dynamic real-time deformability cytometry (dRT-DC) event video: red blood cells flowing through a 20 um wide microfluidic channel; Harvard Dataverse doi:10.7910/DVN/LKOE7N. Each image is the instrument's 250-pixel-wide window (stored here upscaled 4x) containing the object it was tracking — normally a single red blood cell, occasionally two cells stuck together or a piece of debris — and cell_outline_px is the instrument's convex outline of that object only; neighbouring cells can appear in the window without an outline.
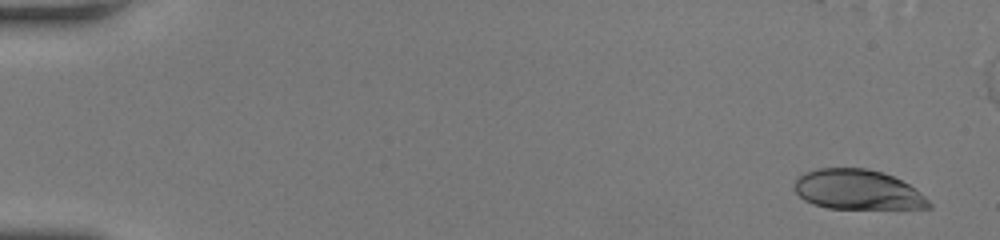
{"species": "human", "species_latin": "Homo sapiens", "temperature_condition": "room temperature", "stored_images_in_passage": 58, "camera_frame_rate_fps": 3000, "um_per_image_px": 0.085, "donor": {"sex": "female"}, "frame": {"image": 1, "passage_image": 3, "time_ms": 0.667, "image_size_px": [1000, 240], "cell_outline_px": [[932, 208], [828, 208], [812, 204], [804, 200], [796, 192], [796, 180], [800, 176], [816, 168], [864, 168], [880, 172], [892, 176], [908, 184], [924, 196], [932, 204]], "centroid_in_image_um": [72.9, 16.13], "position_along_channel_um": 12.1, "area_um2": 30.75}}
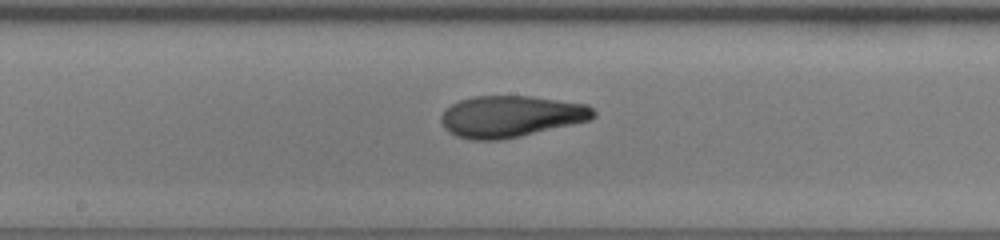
{"frame": {"image": 2, "passage_image": 32, "time_ms": 10.333, "image_size_px": [1000, 240], "cell_outline_px": [[596, 116], [588, 120], [520, 136], [496, 140], [472, 140], [456, 136], [448, 132], [444, 128], [440, 120], [440, 116], [452, 104], [460, 100], [472, 96], [532, 96], [588, 104], [596, 112]], "centroid_in_image_um": [43.4, 9.88], "position_along_channel_um": 204.8, "area_um2": 36.7}}
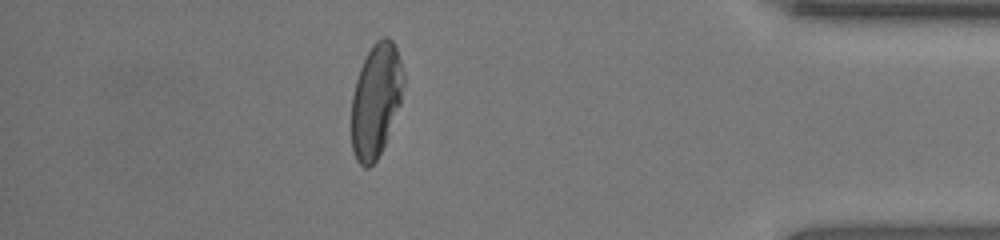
{"frame": {"image": 3, "passage_image": 51, "time_ms": 16.667, "image_size_px": [1000, 240], "cell_outline_px": [[404, 84], [400, 104], [384, 144], [376, 160], [368, 168], [364, 168], [356, 160], [352, 148], [352, 96], [356, 80], [360, 68], [372, 44], [376, 40], [384, 36], [388, 36], [392, 40], [396, 48], [404, 72]], "centroid_in_image_um": [31.96, 8.5], "position_along_channel_um": 403.2, "area_um2": 34.28}, "authors_computed_cell_mechanics": {"area_um2": 35.3447, "velocity_mm_per_s": 3.8376, "shape_relaxation_time_tau1_ms": 6.9348, "shape_relaxation_time_tau2_ms": 2.5818, "deformation_change_tau1": 0.2396, "deformation_change_tau2": 0.1028}}